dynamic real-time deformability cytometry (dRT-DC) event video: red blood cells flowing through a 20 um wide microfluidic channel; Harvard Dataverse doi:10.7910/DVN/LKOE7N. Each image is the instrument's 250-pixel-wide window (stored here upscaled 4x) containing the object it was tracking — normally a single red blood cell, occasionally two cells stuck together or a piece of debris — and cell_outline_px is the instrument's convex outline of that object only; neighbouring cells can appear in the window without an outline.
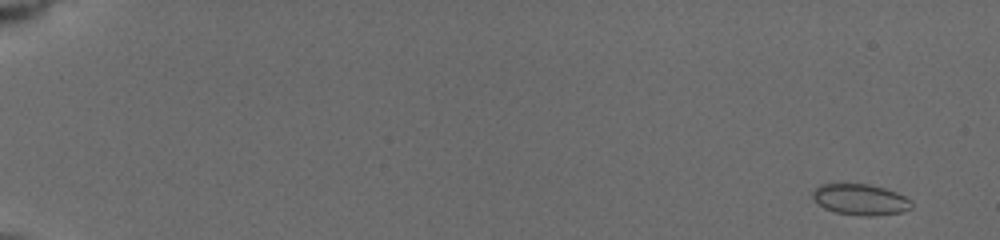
{"species": "common noctule bat (a hibernating species)", "species_latin": "Nyctalus noctula", "temperature_condition": "cold", "stored_images_in_passage": 26, "camera_frame_rate_fps": 3000, "um_per_image_px": 0.085, "animal": {"sex": "female", "body_mass_g": 19.5, "forearm_length_mm": 54.1}, "frame": {"image": 1, "passage_image": 2, "time_ms": 0.333, "image_size_px": [1000, 240], "cell_outline_px": [[912, 208], [904, 212], [872, 216], [868, 216], [836, 212], [824, 208], [812, 196], [812, 192], [820, 184], [868, 184], [884, 188], [896, 192], [912, 200]], "centroid_in_image_um": [73.18, 16.96], "position_along_channel_um": 11.8, "area_um2": 17.74}}
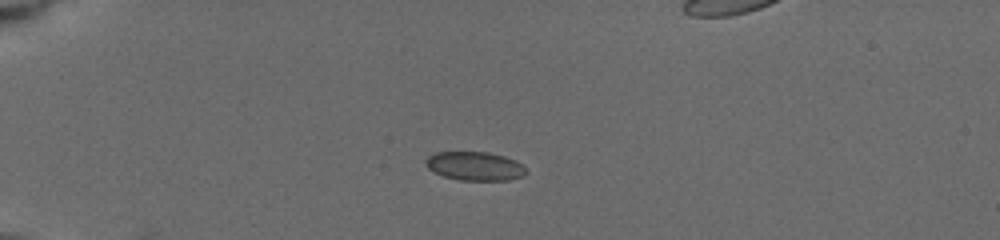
{"frame": {"image": 2, "passage_image": 21, "time_ms": 4.667, "image_size_px": [1000, 240], "cell_outline_px": [[528, 172], [524, 176], [508, 180], [460, 180], [444, 176], [428, 168], [424, 164], [424, 160], [428, 156], [436, 152], [488, 152], [504, 156], [516, 160]], "centroid_in_image_um": [40.36, 14.11], "position_along_channel_um": 44.6, "area_um2": 16.82}}